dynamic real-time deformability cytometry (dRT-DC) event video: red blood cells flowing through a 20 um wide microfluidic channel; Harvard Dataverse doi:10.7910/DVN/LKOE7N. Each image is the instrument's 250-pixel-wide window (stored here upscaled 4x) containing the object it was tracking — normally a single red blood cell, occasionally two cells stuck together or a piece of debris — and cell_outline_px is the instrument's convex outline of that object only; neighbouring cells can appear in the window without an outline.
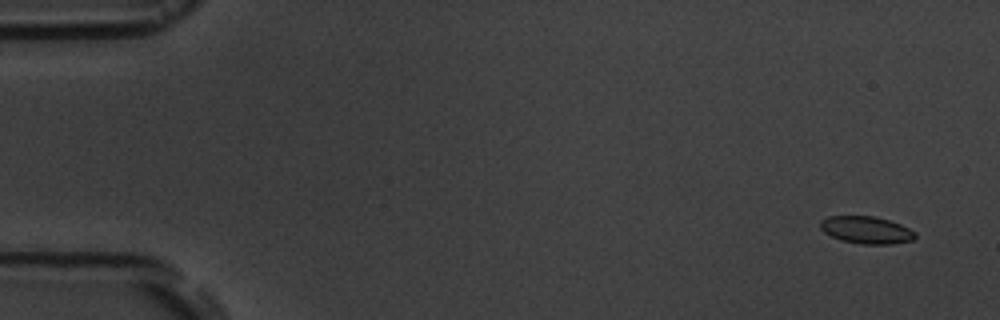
{"species": "common noctule bat (a hibernating species)", "species_latin": "Nyctalus noctula", "temperature_condition": "room temperature", "stored_images_in_passage": 5, "camera_frame_rate_fps": 3000, "um_per_image_px": 0.085, "animal": {"sex": "male", "body_mass_g": 19.5, "forearm_length_mm": 54.6}, "frame": {"image": 1, "passage_image": 1, "time_ms": 0.0, "image_size_px": [1000, 320], "cell_outline_px": [[916, 236], [912, 240], [892, 244], [860, 244], [840, 240], [824, 232], [820, 228], [820, 220], [828, 216], [876, 216], [900, 224], [916, 232]], "centroid_in_image_um": [73.63, 19.55], "position_along_channel_um": 11.4, "area_um2": 15.14}}
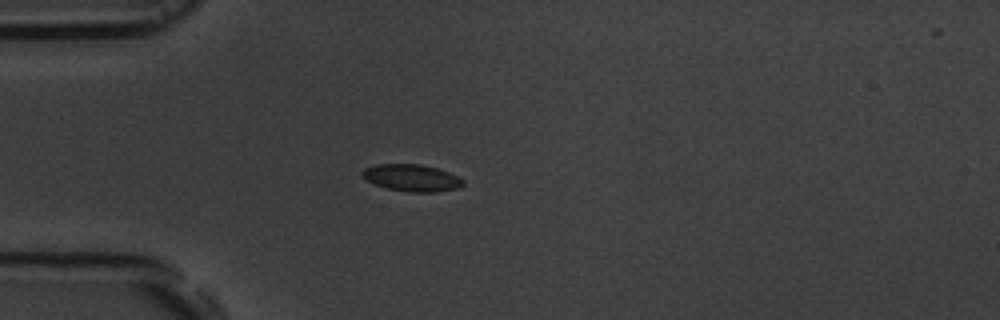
{"frame": {"image": 2, "passage_image": 5, "time_ms": 4.333, "image_size_px": [1000, 320], "cell_outline_px": [[464, 184], [460, 188], [436, 192], [408, 192], [388, 188], [376, 184], [360, 176], [360, 172], [364, 168], [376, 164], [420, 164], [436, 168], [448, 172], [464, 180]], "centroid_in_image_um": [34.99, 15.11], "position_along_channel_um": 50.0, "area_um2": 15.84}}